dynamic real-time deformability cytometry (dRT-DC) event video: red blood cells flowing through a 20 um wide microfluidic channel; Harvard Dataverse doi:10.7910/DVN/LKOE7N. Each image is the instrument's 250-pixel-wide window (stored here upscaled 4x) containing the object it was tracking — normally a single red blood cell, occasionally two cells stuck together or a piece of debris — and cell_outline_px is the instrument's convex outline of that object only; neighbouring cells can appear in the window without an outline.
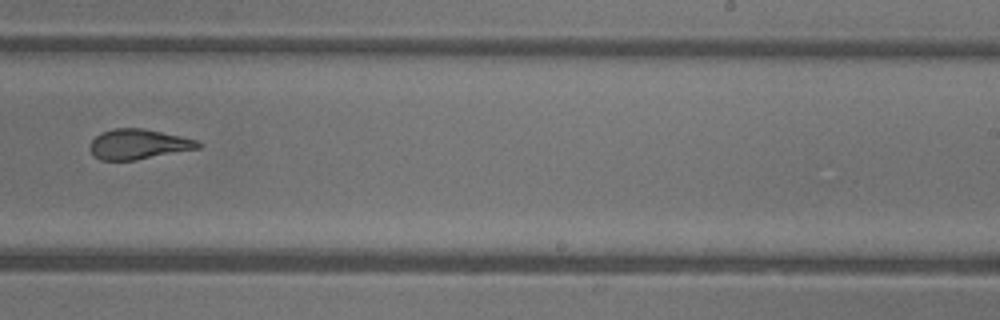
{"species": "common noctule bat (a hibernating species)", "species_latin": "Nyctalus noctula", "temperature_condition": "warm", "stored_images_in_passage": 38, "camera_frame_rate_fps": 3000, "um_per_image_px": 0.085, "animal": {"sex": "female"}, "frame": {"image": 1, "passage_image": 22, "time_ms": 7.0, "image_size_px": [1000, 320], "cell_outline_px": [[200, 148], [136, 160], [100, 160], [92, 152], [92, 140], [100, 132], [112, 128], [140, 128], [180, 136], [196, 140], [200, 144]], "centroid_in_image_um": [11.76, 12.25], "position_along_channel_um": 277.2, "area_um2": 18.61}}
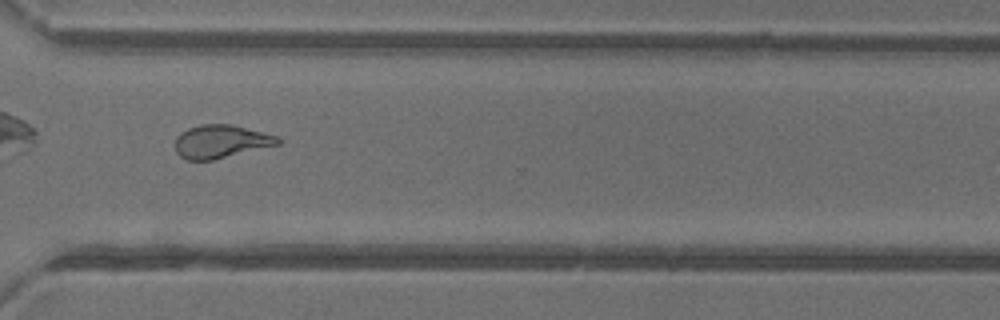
{"frame": {"image": 2, "passage_image": 27, "time_ms": 8.667, "image_size_px": [1000, 320], "cell_outline_px": [[280, 144], [212, 160], [188, 160], [180, 156], [176, 152], [176, 140], [180, 132], [188, 128], [200, 124], [232, 124], [280, 136]], "centroid_in_image_um": [18.79, 12.01], "position_along_channel_um": 351.8, "area_um2": 19.88}, "authors_computed_cell_mechanics": {"area_um2": 20.4901, "velocity_mm_per_s": 4.48, "shape_relaxation_time_tau1_ms": 6.6153, "shape_relaxation_time_tau2_ms": 1.8059, "deformation_change_tau1": 0.2509, "deformation_change_tau2": 0.0948}}